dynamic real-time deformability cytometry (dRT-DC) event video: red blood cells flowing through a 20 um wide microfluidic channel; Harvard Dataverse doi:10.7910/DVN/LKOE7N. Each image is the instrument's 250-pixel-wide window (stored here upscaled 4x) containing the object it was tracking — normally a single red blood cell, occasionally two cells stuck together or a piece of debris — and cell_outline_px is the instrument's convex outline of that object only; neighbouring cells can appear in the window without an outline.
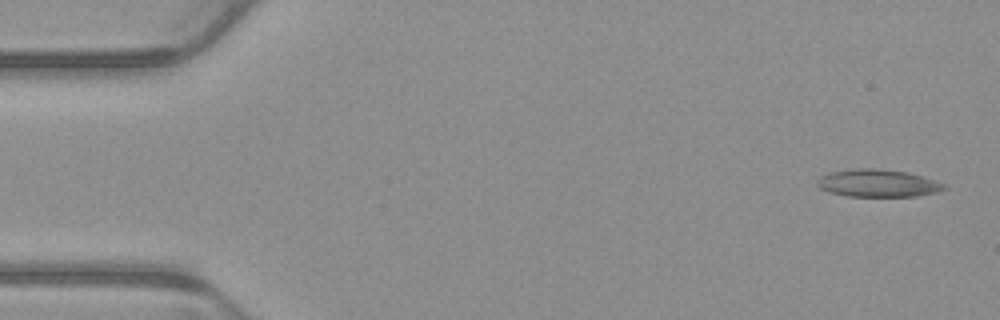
{"species": "common noctule bat (a hibernating species)", "species_latin": "Nyctalus noctula", "temperature_condition": "warm", "stored_images_in_passage": 6, "camera_frame_rate_fps": 3000, "um_per_image_px": 0.085, "animal": {"sex": "male", "body_mass_g": 23.1, "forearm_length_mm": 52.7}, "frame": {"image": 1, "passage_image": 1, "time_ms": 0.0, "image_size_px": [1000, 320], "cell_outline_px": [[948, 188], [936, 192], [916, 196], [848, 196], [832, 192], [820, 188], [816, 184], [816, 180], [820, 176], [828, 172], [856, 168], [880, 168], [908, 172], [924, 176], [944, 184]], "centroid_in_image_um": [74.61, 15.55], "position_along_channel_um": 10.4, "area_um2": 20.46}}
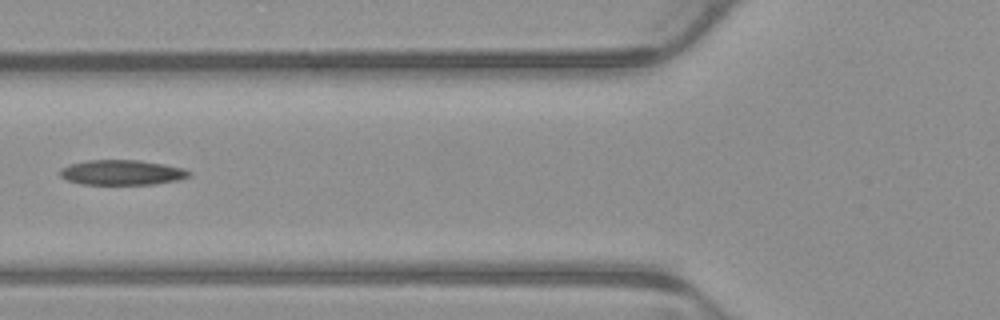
{"frame": {"image": 2, "passage_image": 6, "time_ms": 1.667, "image_size_px": [1000, 320], "cell_outline_px": [[192, 176], [180, 180], [156, 184], [80, 184], [68, 180], [60, 176], [60, 168], [68, 164], [88, 160], [140, 160], [164, 164], [184, 168], [192, 172]], "centroid_in_image_um": [10.4, 14.66], "position_along_channel_um": 115.4, "area_um2": 19.07}}